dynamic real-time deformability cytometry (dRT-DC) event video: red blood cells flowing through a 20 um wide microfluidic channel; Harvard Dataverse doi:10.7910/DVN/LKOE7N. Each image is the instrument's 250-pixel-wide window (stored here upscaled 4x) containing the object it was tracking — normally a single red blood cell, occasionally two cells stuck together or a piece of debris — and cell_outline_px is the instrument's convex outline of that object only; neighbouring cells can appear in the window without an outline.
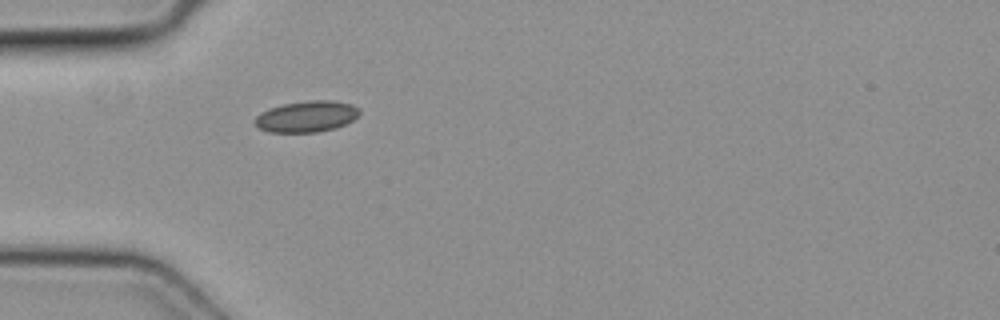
{"species": "common noctule bat (a hibernating species)", "species_latin": "Nyctalus noctula", "temperature_condition": "cold", "stored_images_in_passage": 1, "camera_frame_rate_fps": 3000, "um_per_image_px": 0.085, "animal": {"sex": "female", "body_mass_g": 19.3, "forearm_length_mm": 54.1}, "frame": {"image": 1, "passage_image": 1, "time_ms": 0.0, "image_size_px": [1000, 320], "cell_outline_px": [[360, 112], [352, 120], [336, 128], [316, 132], [268, 132], [260, 128], [252, 120], [260, 112], [284, 104], [308, 100], [332, 100], [352, 104], [360, 108]], "centroid_in_image_um": [26.06, 9.9], "position_along_channel_um": 58.9, "area_um2": 18.96}}